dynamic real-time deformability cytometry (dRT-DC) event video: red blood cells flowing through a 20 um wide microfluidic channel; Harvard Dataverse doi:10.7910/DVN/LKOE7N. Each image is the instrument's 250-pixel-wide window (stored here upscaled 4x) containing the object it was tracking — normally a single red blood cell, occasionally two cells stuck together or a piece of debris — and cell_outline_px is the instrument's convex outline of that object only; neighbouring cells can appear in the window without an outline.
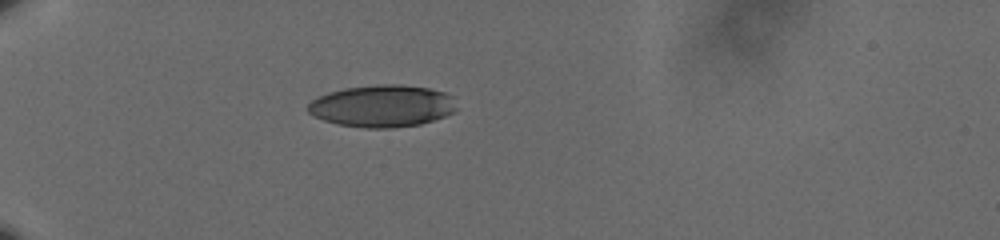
{"species": "human", "species_latin": "Homo sapiens", "temperature_condition": "cold", "stored_images_in_passage": 41, "camera_frame_rate_fps": 3000, "um_per_image_px": 0.085, "donor": {"sex": "male"}, "frame": {"image": 1, "passage_image": 1, "time_ms": 0.0, "image_size_px": [1000, 240], "cell_outline_px": [[456, 112], [420, 124], [392, 128], [364, 128], [336, 124], [312, 116], [308, 112], [308, 104], [312, 100], [328, 92], [344, 88], [376, 84], [400, 84], [428, 88], [444, 92], [452, 96], [456, 108]], "centroid_in_image_um": [32.47, 9.01], "position_along_channel_um": 52.5, "area_um2": 36.59}}
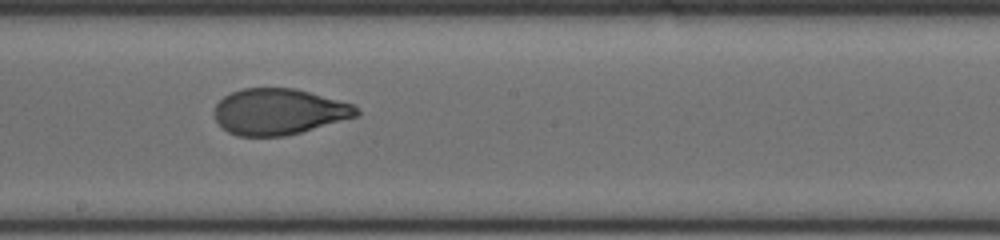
{"frame": {"image": 2, "passage_image": 18, "time_ms": 5.667, "image_size_px": [1000, 240], "cell_outline_px": [[360, 116], [300, 132], [284, 136], [236, 136], [228, 132], [216, 120], [212, 112], [216, 104], [224, 96], [232, 92], [244, 88], [296, 88], [352, 104], [360, 112]], "centroid_in_image_um": [23.69, 9.49], "position_along_channel_um": 224.5, "area_um2": 38.15}}
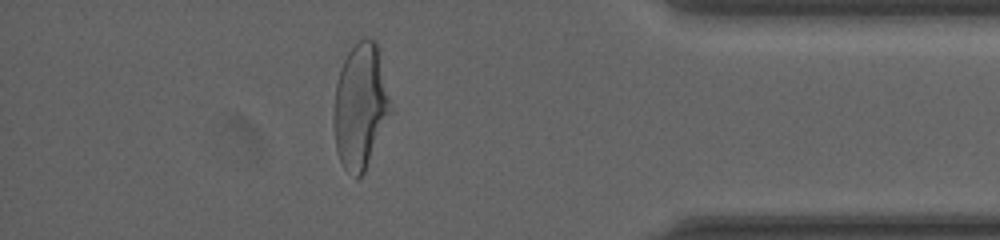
{"frame": {"image": 3, "passage_image": 35, "time_ms": 11.333, "image_size_px": [1000, 240], "cell_outline_px": [[392, 108], [364, 172], [356, 180], [344, 168], [336, 152], [332, 124], [332, 112], [336, 84], [340, 68], [348, 52], [364, 36], [376, 40], [380, 48]], "centroid_in_image_um": [30.61, 8.99], "position_along_channel_um": 404.6, "area_um2": 41.91}, "authors_computed_cell_mechanics": {"area_um2": 39.1884, "velocity_mm_per_s": 3.6021, "shape_relaxation_time_tau1_ms": 5.6855, "shape_relaxation_time_tau2_ms": 0.9764, "deformation_change_tau1": 0.1972, "deformation_change_tau2": 0.0617}}